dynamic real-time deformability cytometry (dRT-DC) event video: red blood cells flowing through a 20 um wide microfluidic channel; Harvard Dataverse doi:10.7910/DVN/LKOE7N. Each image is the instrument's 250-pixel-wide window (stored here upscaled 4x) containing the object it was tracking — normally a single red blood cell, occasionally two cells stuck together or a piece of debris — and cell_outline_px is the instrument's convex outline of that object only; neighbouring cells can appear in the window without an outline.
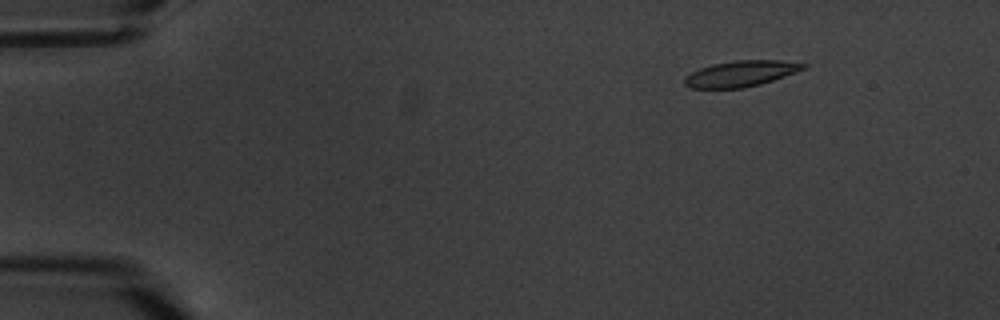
{"species": "common noctule bat (a hibernating species)", "species_latin": "Nyctalus noctula", "temperature_condition": "warm", "stored_images_in_passage": 6, "camera_frame_rate_fps": 3000, "um_per_image_px": 0.085, "animal": {"sex": "male", "body_mass_g": 20.1, "forearm_length_mm": 53.5}, "frame": {"image": 1, "passage_image": 3, "time_ms": 2.333, "image_size_px": [1000, 320], "cell_outline_px": [[808, 68], [760, 84], [744, 88], [688, 88], [684, 84], [684, 76], [700, 68], [712, 64], [736, 60], [780, 60], [808, 64]], "centroid_in_image_um": [62.97, 6.26], "position_along_channel_um": 22.0, "area_um2": 17.98}}
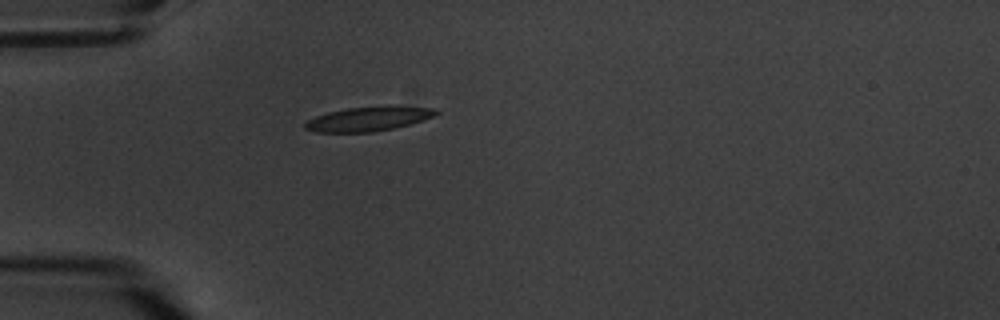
{"frame": {"image": 2, "passage_image": 6, "time_ms": 5.667, "image_size_px": [1000, 320], "cell_outline_px": [[440, 112], [436, 116], [408, 124], [392, 128], [372, 132], [316, 132], [304, 128], [304, 124], [308, 120], [316, 116], [328, 112], [348, 108], [388, 104], [436, 108]], "centroid_in_image_um": [31.38, 10.07], "position_along_channel_um": 53.6, "area_um2": 18.9}}